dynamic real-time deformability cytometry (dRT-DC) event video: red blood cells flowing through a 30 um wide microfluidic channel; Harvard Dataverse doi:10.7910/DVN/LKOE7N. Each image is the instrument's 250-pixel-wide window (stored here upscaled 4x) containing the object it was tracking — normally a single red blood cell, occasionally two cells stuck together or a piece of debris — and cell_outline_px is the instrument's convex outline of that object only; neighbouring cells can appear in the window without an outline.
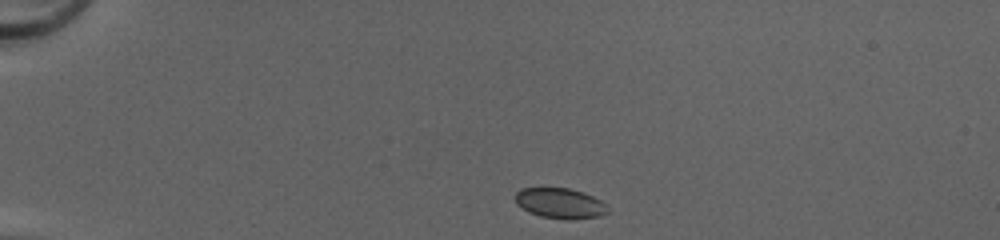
{"species": "common noctule bat (a hibernating species)", "species_latin": "Nyctalus noctula", "temperature_condition": "cold", "stored_images_in_passage": 39, "camera_frame_rate_fps": 3000, "um_per_image_px": 0.085, "animal": {"sex": "female", "body_mass_g": 20.0, "forearm_length_mm": 54.0}, "frame": {"image": 1, "passage_image": 1, "time_ms": 0.0, "image_size_px": [1000, 240], "cell_outline_px": [[608, 212], [600, 216], [568, 220], [540, 216], [528, 212], [516, 204], [516, 192], [520, 188], [568, 188], [584, 192], [600, 200], [604, 204]], "centroid_in_image_um": [47.58, 17.28], "position_along_channel_um": 37.4, "area_um2": 16.3}}
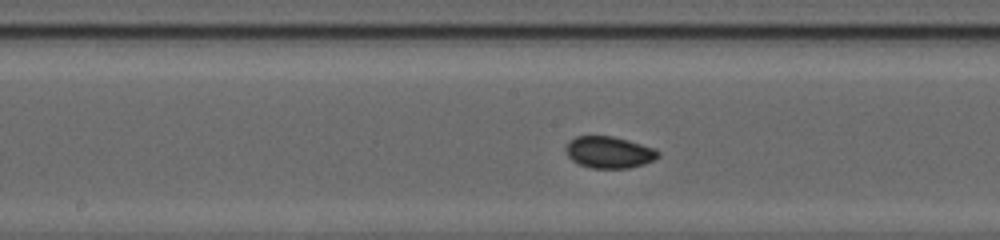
{"frame": {"image": 2, "passage_image": 17, "time_ms": 5.333, "image_size_px": [1000, 240], "cell_outline_px": [[660, 156], [644, 164], [628, 168], [592, 168], [580, 164], [572, 160], [568, 156], [564, 148], [576, 136], [612, 136], [628, 140], [656, 148], [660, 152]], "centroid_in_image_um": [51.8, 12.94], "position_along_channel_um": 196.4, "area_um2": 16.99}}
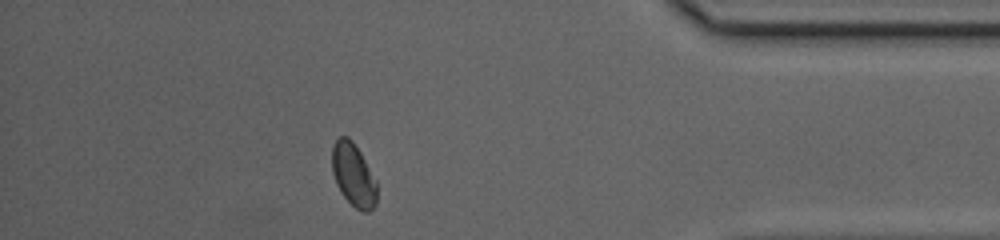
{"frame": {"image": 3, "passage_image": 34, "time_ms": 11.0, "image_size_px": [1000, 240], "cell_outline_px": [[376, 204], [368, 212], [360, 212], [340, 192], [336, 184], [332, 172], [332, 144], [340, 136], [348, 136], [352, 140], [360, 152], [376, 180]], "centroid_in_image_um": [30.02, 14.86], "position_along_channel_um": 405.2, "area_um2": 16.47}}